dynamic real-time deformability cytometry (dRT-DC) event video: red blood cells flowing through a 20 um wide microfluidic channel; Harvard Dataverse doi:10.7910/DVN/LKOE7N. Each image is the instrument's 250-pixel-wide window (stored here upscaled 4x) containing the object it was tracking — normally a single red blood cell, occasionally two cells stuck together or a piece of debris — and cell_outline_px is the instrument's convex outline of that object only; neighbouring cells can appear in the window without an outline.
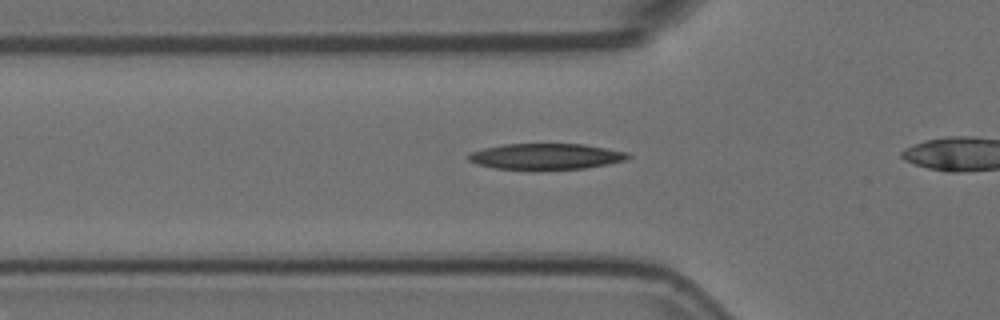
{"species": "Egyptian fruit bat (a non-hibernating species)", "species_latin": "Rousettus aegyptiacus", "temperature_condition": "room temperature", "stored_images_in_passage": 25, "camera_frame_rate_fps": 3000, "um_per_image_px": 0.085, "animal": {"sex": "female"}, "frame": {"image": 1, "passage_image": 6, "time_ms": 1.667, "image_size_px": [1000, 320], "cell_outline_px": [[632, 156], [624, 160], [608, 164], [584, 168], [496, 168], [476, 164], [468, 160], [468, 156], [472, 152], [484, 148], [504, 144], [584, 144], [628, 152]], "centroid_in_image_um": [46.43, 13.27], "position_along_channel_um": 79.4, "area_um2": 23.52}}
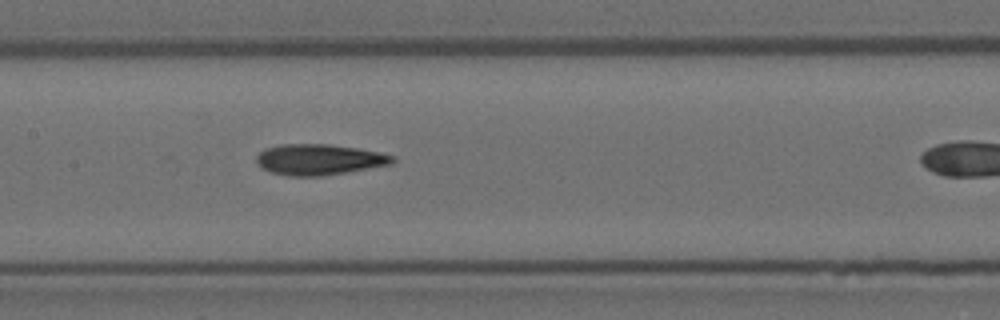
{"frame": {"image": 2, "passage_image": 14, "time_ms": 4.333, "image_size_px": [1000, 320], "cell_outline_px": [[396, 160], [392, 164], [320, 176], [288, 176], [272, 172], [260, 168], [256, 164], [256, 156], [264, 148], [280, 144], [328, 144], [360, 148], [380, 152], [396, 156]], "centroid_in_image_um": [27.11, 13.55], "position_along_channel_um": 180.3, "area_um2": 24.62}}
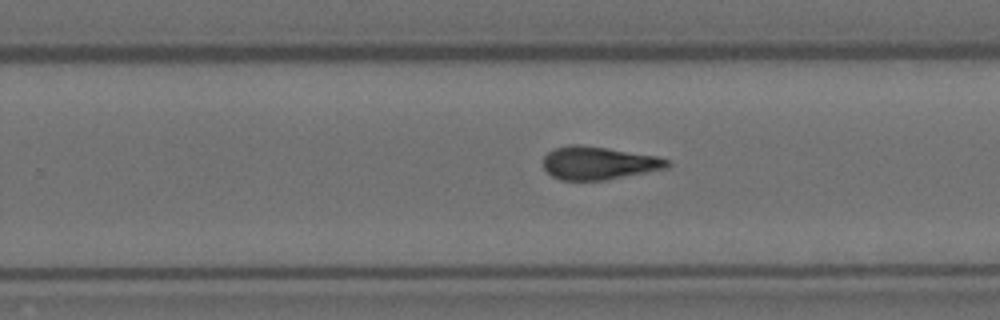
{"frame": {"image": 3, "passage_image": 22, "time_ms": 7.0, "image_size_px": [1000, 320], "cell_outline_px": [[672, 164], [668, 168], [604, 180], [560, 180], [552, 176], [544, 168], [544, 156], [552, 148], [568, 144], [580, 144], [608, 148], [656, 156], [668, 160]], "centroid_in_image_um": [50.86, 13.85], "position_along_channel_um": 278.9, "area_um2": 23.93}}